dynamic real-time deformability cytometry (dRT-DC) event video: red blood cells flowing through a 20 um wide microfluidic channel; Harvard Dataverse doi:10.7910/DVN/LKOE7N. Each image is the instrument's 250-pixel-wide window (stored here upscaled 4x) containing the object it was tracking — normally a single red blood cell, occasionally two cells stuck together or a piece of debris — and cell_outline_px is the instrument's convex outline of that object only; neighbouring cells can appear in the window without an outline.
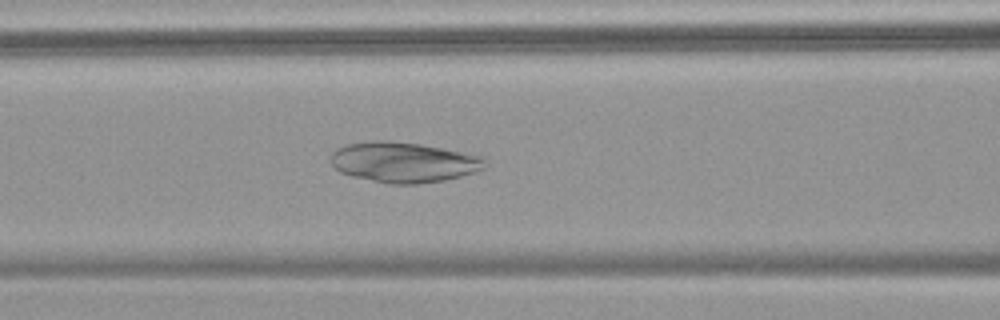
{"species": "common noctule bat (a hibernating species)", "species_latin": "Nyctalus noctula", "temperature_condition": "warm", "stored_images_in_passage": 57, "camera_frame_rate_fps": 3000, "um_per_image_px": 0.085, "animal": {"sex": "female", "body_mass_g": 18.4}, "frame": {"image": 1, "passage_image": 25, "time_ms": 8.0, "image_size_px": [1000, 320], "cell_outline_px": [[484, 168], [460, 176], [444, 180], [416, 184], [392, 184], [352, 176], [340, 172], [332, 164], [332, 152], [336, 148], [348, 144], [372, 140], [384, 140], [420, 144], [484, 156]], "centroid_in_image_um": [34.29, 13.78], "position_along_channel_um": 132.3, "area_um2": 35.89}}
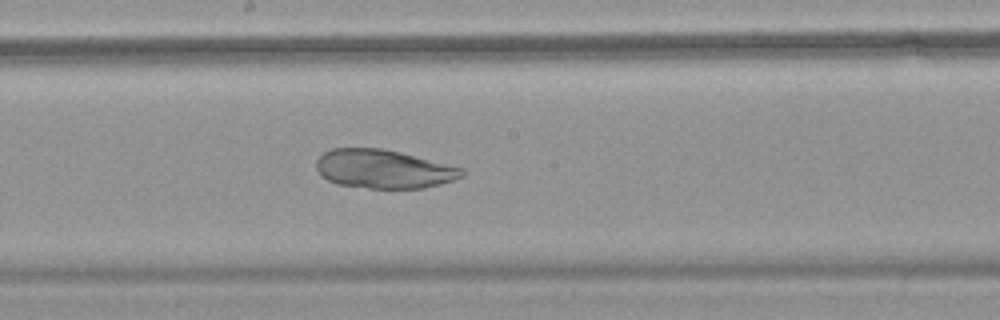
{"frame": {"image": 2, "passage_image": 32, "time_ms": 10.333, "image_size_px": [1000, 320], "cell_outline_px": [[464, 176], [440, 184], [424, 188], [368, 188], [336, 184], [320, 176], [316, 168], [316, 160], [324, 152], [332, 148], [384, 148], [464, 168]], "centroid_in_image_um": [32.58, 14.36], "position_along_channel_um": 215.6, "area_um2": 32.95}}
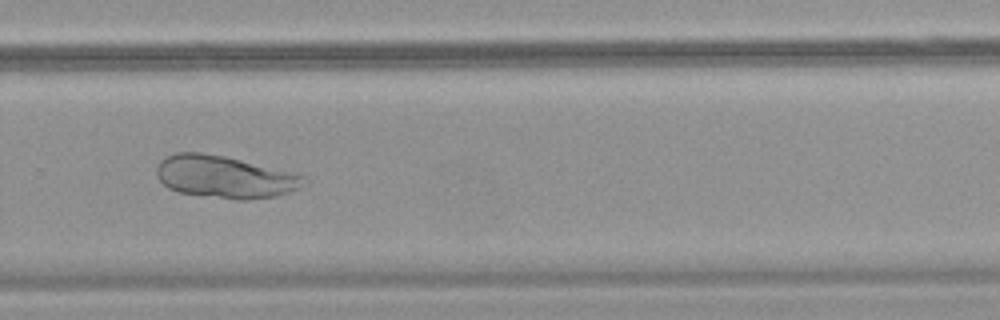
{"frame": {"image": 3, "passage_image": 40, "time_ms": 13.0, "image_size_px": [1000, 320], "cell_outline_px": [[304, 176], [300, 188], [276, 196], [248, 200], [236, 200], [180, 192], [168, 188], [156, 176], [156, 168], [160, 160], [164, 156], [176, 152], [200, 152], [224, 156], [292, 172]], "centroid_in_image_um": [19.04, 15.03], "position_along_channel_um": 310.8, "area_um2": 36.13}}